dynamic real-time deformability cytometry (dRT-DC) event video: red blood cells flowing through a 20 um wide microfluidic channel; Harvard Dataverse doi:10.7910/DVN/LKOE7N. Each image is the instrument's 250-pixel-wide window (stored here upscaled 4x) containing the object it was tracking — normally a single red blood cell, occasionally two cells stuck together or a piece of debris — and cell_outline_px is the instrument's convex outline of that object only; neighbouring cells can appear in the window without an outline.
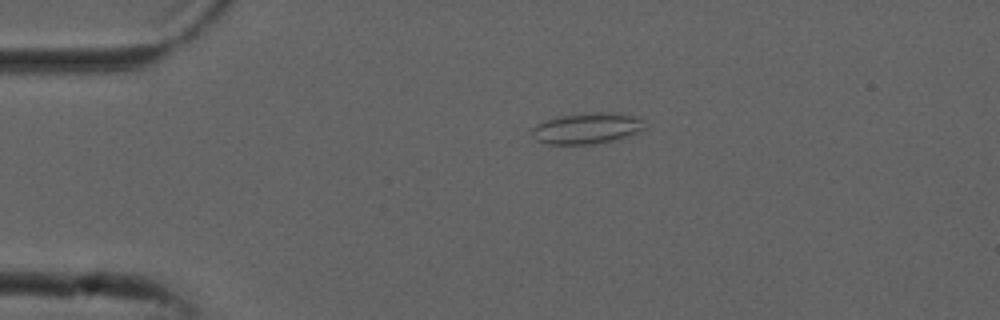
{"species": "common noctule bat (a hibernating species)", "species_latin": "Nyctalus noctula", "temperature_condition": "cold", "stored_images_in_passage": 54, "camera_frame_rate_fps": 3000, "um_per_image_px": 0.085, "animal": {"sex": "male", "forearm_length_mm": 52.5}, "frame": {"image": 1, "passage_image": 12, "time_ms": 3.667, "image_size_px": [1000, 320], "cell_outline_px": [[644, 128], [640, 132], [628, 136], [612, 140], [592, 144], [544, 144], [536, 140], [532, 136], [532, 128], [536, 124], [544, 120], [556, 116], [596, 112], [616, 112], [636, 116], [640, 120]], "centroid_in_image_um": [49.84, 10.9], "position_along_channel_um": 35.2, "area_um2": 20.46}}
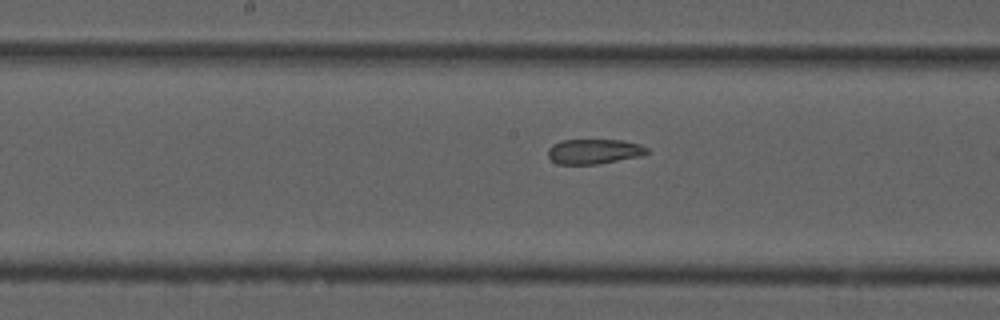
{"frame": {"image": 2, "passage_image": 28, "time_ms": 9.0, "image_size_px": [1000, 320], "cell_outline_px": [[648, 152], [640, 156], [596, 164], [556, 164], [548, 156], [548, 148], [552, 144], [560, 140], [624, 140], [640, 144], [648, 148]], "centroid_in_image_um": [50.47, 12.86], "position_along_channel_um": 197.7, "area_um2": 14.39}}
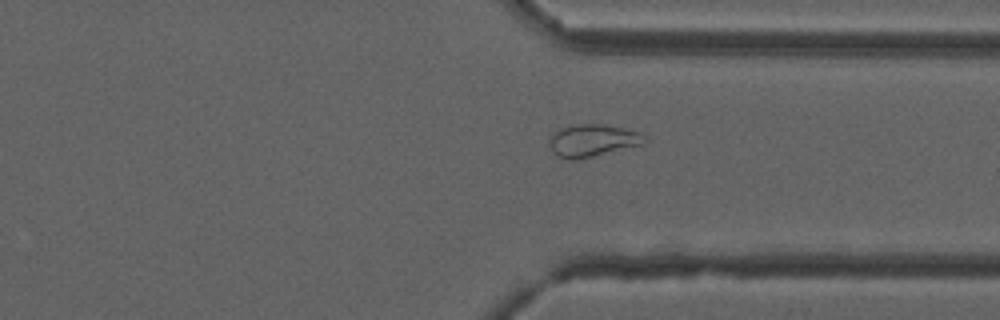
{"frame": {"image": 3, "passage_image": 41, "time_ms": 13.333, "image_size_px": [1000, 320], "cell_outline_px": [[648, 140], [644, 144], [592, 156], [572, 160], [568, 160], [556, 156], [552, 152], [548, 144], [548, 140], [560, 128], [576, 124], [604, 124], [624, 128], [640, 132]], "centroid_in_image_um": [50.36, 11.94], "position_along_channel_um": 361.0, "area_um2": 17.98}, "authors_computed_cell_mechanics": {"area_um2": 19.3052, "velocity_mm_per_s": 3.7731, "shape_relaxation_time_tau1_ms": null, "shape_relaxation_time_tau2_ms": 2.2272, "deformation_change_tau1": null, "deformation_change_tau2": 0.0729}}